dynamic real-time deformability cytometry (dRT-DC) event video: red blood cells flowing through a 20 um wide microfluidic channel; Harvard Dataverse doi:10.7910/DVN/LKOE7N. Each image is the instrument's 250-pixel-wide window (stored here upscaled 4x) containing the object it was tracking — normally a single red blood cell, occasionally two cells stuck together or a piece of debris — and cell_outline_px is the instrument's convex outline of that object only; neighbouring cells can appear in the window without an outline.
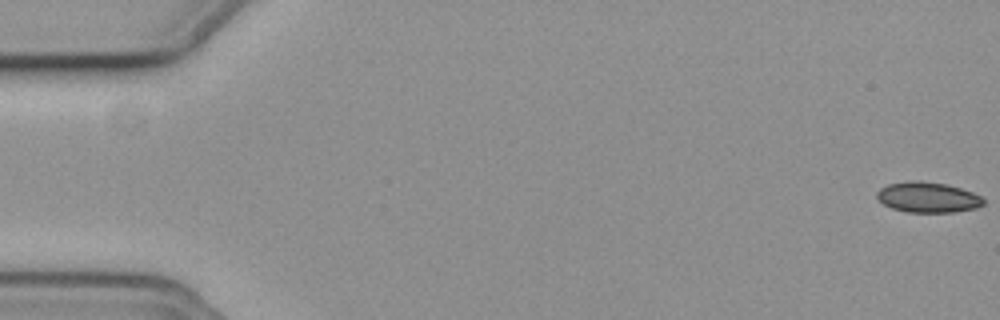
{"species": "common noctule bat (a hibernating species)", "species_latin": "Nyctalus noctula", "temperature_condition": "cold", "stored_images_in_passage": 9, "camera_frame_rate_fps": 3000, "um_per_image_px": 0.085, "animal": {"sex": "female", "body_mass_g": 19.3, "forearm_length_mm": 54.1}, "frame": {"image": 1, "passage_image": 1, "time_ms": 0.0, "image_size_px": [1000, 320], "cell_outline_px": [[984, 204], [976, 208], [952, 212], [908, 212], [892, 208], [884, 204], [876, 196], [876, 192], [880, 188], [888, 184], [908, 180], [920, 180], [948, 184], [972, 192], [980, 196], [984, 200]], "centroid_in_image_um": [78.85, 16.75], "position_along_channel_um": 6.1, "area_um2": 18.96}}